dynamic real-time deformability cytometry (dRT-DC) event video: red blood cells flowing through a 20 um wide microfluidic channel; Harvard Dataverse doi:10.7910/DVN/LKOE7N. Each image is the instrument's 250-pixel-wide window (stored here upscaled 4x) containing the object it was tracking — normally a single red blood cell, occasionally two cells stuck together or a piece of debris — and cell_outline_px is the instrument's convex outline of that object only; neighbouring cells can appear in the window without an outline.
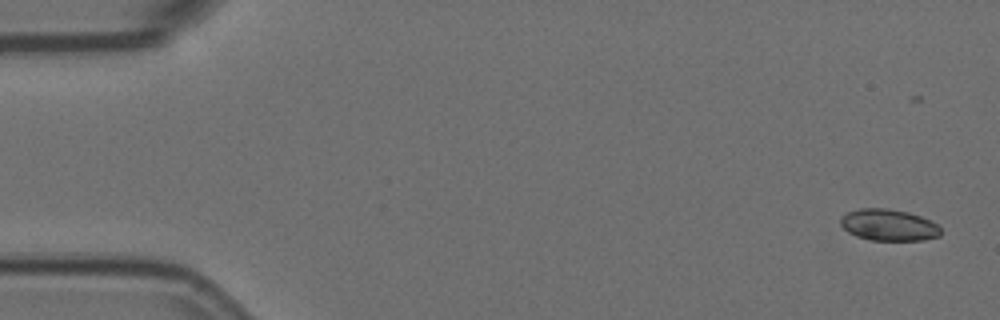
{"species": "Egyptian fruit bat (a non-hibernating species)", "species_latin": "Rousettus aegyptiacus", "temperature_condition": "room temperature", "stored_images_in_passage": 5, "camera_frame_rate_fps": 3000, "um_per_image_px": 0.085, "animal": {"sex": "female"}, "frame": {"image": 1, "passage_image": 1, "time_ms": 0.0, "image_size_px": [1000, 320], "cell_outline_px": [[940, 236], [924, 240], [872, 240], [856, 236], [848, 232], [840, 224], [840, 216], [848, 212], [860, 208], [888, 208], [908, 212], [932, 220], [940, 228]], "centroid_in_image_um": [75.53, 19.12], "position_along_channel_um": 9.5, "area_um2": 18.5}}
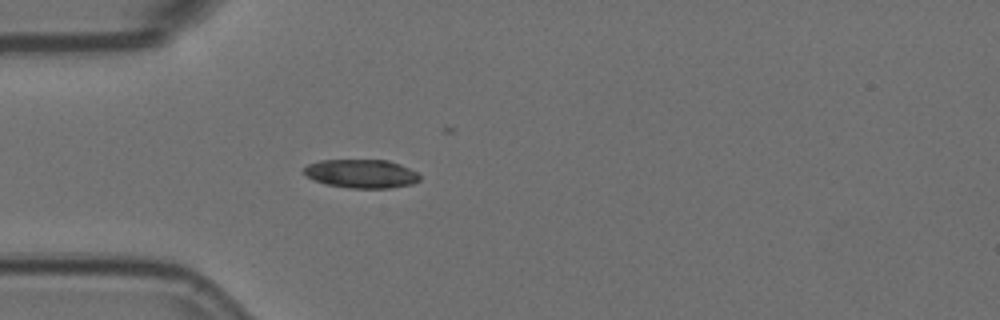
{"frame": {"image": 2, "passage_image": 5, "time_ms": 1.333, "image_size_px": [1000, 320], "cell_outline_px": [[420, 180], [412, 184], [388, 188], [348, 188], [324, 184], [312, 180], [304, 172], [304, 168], [308, 164], [320, 160], [388, 160], [400, 164], [416, 172], [420, 176]], "centroid_in_image_um": [30.7, 14.77], "position_along_channel_um": 54.3, "area_um2": 19.36}}